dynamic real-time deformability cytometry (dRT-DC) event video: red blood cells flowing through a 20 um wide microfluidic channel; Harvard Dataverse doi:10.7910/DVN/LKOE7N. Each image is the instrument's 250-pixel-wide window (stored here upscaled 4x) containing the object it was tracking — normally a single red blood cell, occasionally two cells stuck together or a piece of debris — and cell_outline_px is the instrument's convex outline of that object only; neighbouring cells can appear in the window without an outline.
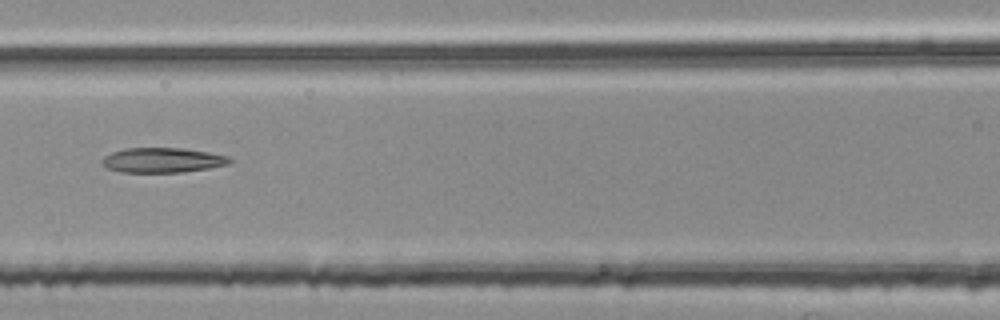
{"species": "common noctule bat (a hibernating species)", "species_latin": "Nyctalus noctula", "temperature_condition": "room temperature", "stored_images_in_passage": 51, "segment_of_instrument_passage": [2, 2], "camera_frame_rate_fps": 3000, "um_per_image_px": 0.085, "animal": {"sex": "female", "body_mass_g": 25.1}, "frame": {"image": 1, "passage_image": 21, "time_ms": 6.667, "image_size_px": [1000, 320], "cell_outline_px": [[232, 160], [228, 164], [208, 168], [180, 172], [120, 172], [108, 168], [100, 164], [100, 160], [104, 156], [112, 152], [124, 148], [184, 148], [208, 152], [228, 156]], "centroid_in_image_um": [13.76, 13.61], "position_along_channel_um": 152.8, "area_um2": 18.5}}
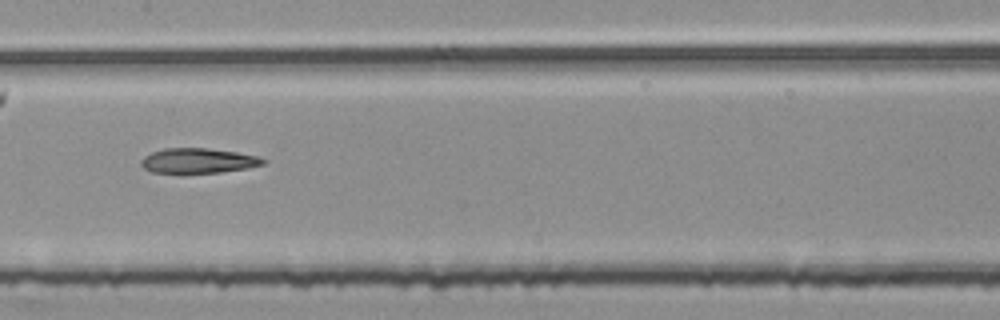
{"frame": {"image": 2, "passage_image": 24, "time_ms": 7.667, "image_size_px": [1000, 320], "cell_outline_px": [[268, 160], [264, 164], [248, 168], [220, 172], [152, 172], [144, 168], [140, 164], [140, 160], [144, 156], [152, 152], [164, 148], [204, 148], [236, 152], [260, 156]], "centroid_in_image_um": [16.87, 13.65], "position_along_channel_um": 190.5, "area_um2": 17.63}}
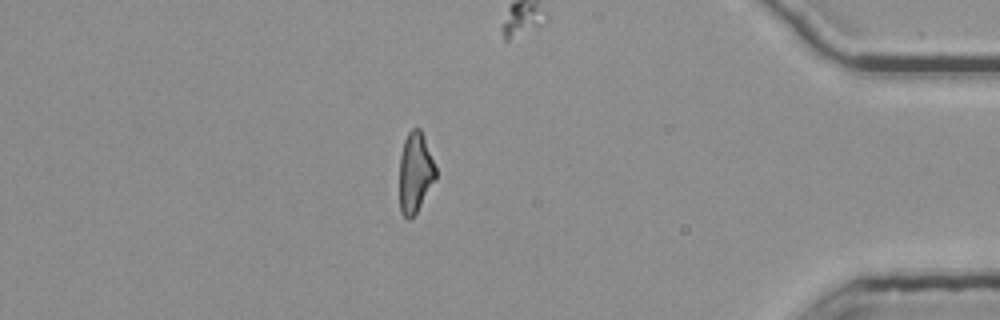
{"frame": {"image": 3, "passage_image": 44, "time_ms": 14.333, "image_size_px": [1000, 320], "cell_outline_px": [[436, 176], [416, 212], [408, 220], [400, 212], [400, 156], [404, 140], [408, 132], [412, 128], [420, 128], [436, 168]], "centroid_in_image_um": [35.27, 14.65], "position_along_channel_um": 399.9, "area_um2": 16.53}}